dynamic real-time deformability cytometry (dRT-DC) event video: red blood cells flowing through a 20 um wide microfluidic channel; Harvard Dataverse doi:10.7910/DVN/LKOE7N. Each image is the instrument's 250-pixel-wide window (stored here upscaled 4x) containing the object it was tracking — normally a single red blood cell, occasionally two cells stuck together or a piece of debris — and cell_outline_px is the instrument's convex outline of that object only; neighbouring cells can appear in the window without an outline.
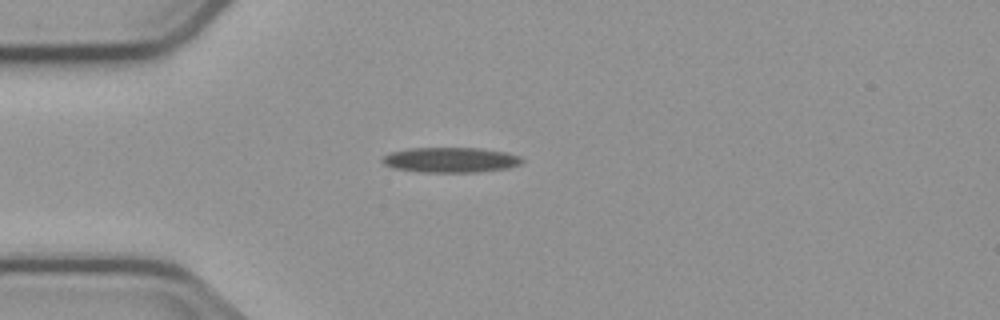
{"species": "common noctule bat (a hibernating species)", "species_latin": "Nyctalus noctula", "temperature_condition": "cold", "stored_images_in_passage": 4, "camera_frame_rate_fps": 3000, "um_per_image_px": 0.085, "animal": {"sex": "male", "body_mass_g": 23.1, "forearm_length_mm": 52.7}, "frame": {"image": 1, "passage_image": 4, "time_ms": 5.333, "image_size_px": [1000, 320], "cell_outline_px": [[524, 160], [520, 164], [508, 168], [476, 172], [420, 172], [392, 168], [384, 164], [380, 160], [384, 156], [392, 152], [408, 148], [480, 148], [504, 152], [520, 156]], "centroid_in_image_um": [38.28, 13.59], "position_along_channel_um": 46.7, "area_um2": 20.46}}